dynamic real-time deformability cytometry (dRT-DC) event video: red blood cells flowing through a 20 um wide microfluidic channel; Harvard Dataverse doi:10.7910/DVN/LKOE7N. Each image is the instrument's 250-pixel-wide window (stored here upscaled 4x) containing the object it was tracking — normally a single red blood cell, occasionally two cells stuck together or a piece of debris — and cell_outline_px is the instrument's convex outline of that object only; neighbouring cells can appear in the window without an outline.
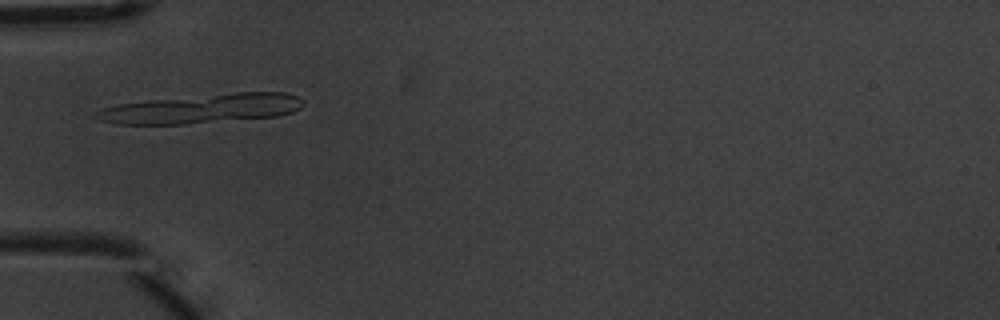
{"species": "common noctule bat (a hibernating species)", "species_latin": "Nyctalus noctula", "temperature_condition": "warm", "stored_images_in_passage": 4, "segment_of_instrument_passage": [1, 2], "camera_frame_rate_fps": 3000, "um_per_image_px": 0.085, "animal": {"sex": "male", "body_mass_g": 20.1, "forearm_length_mm": 53.5}, "frame": {"image": 1, "passage_image": 1, "time_ms": 0.0, "image_size_px": [1000, 320], "cell_outline_px": [[304, 104], [300, 108], [292, 112], [280, 116], [184, 124], [116, 124], [100, 120], [92, 116], [92, 112], [104, 108], [120, 104], [152, 100], [236, 92], [284, 92], [296, 96], [304, 100]], "centroid_in_image_um": [17.17, 9.24], "position_along_channel_um": 67.8, "area_um2": 35.03}}